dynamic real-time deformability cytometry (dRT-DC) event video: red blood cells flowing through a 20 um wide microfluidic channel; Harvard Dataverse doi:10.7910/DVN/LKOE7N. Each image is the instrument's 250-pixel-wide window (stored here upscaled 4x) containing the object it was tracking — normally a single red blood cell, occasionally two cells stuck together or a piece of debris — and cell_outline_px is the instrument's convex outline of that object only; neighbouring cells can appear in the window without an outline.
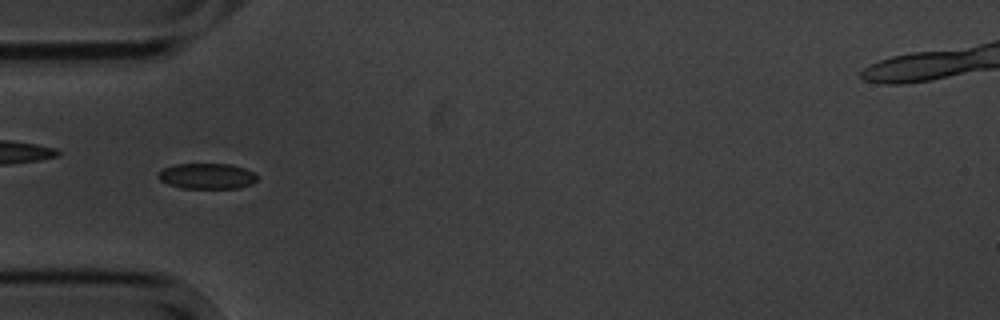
{"species": "common noctule bat (a hibernating species)", "species_latin": "Nyctalus noctula", "temperature_condition": "cold", "stored_images_in_passage": 9, "camera_frame_rate_fps": 3000, "um_per_image_px": 0.085, "animal": {"sex": "male", "body_mass_g": 20.1, "forearm_length_mm": 53.5}, "frame": {"image": 1, "passage_image": 4, "time_ms": 3.667, "image_size_px": [1000, 320], "cell_outline_px": [[256, 180], [252, 184], [236, 188], [180, 188], [168, 184], [160, 180], [156, 176], [156, 172], [164, 168], [176, 164], [232, 164], [244, 168], [252, 172], [256, 176]], "centroid_in_image_um": [17.54, 14.97], "position_along_channel_um": 67.5, "area_um2": 14.8}}
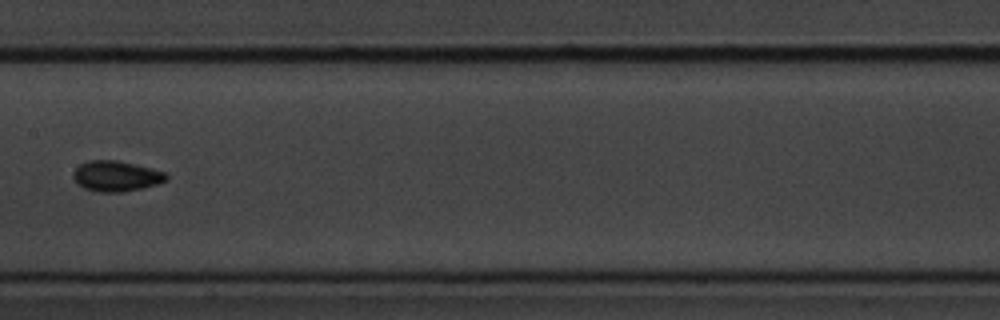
{"frame": {"image": 2, "passage_image": 7, "time_ms": 7.333, "image_size_px": [1000, 320], "cell_outline_px": [[168, 176], [164, 180], [156, 184], [140, 188], [120, 192], [100, 192], [84, 188], [76, 184], [72, 176], [72, 172], [80, 164], [88, 160], [116, 160], [152, 168], [164, 172]], "centroid_in_image_um": [9.8, 14.96], "position_along_channel_um": 197.6, "area_um2": 16.42}}
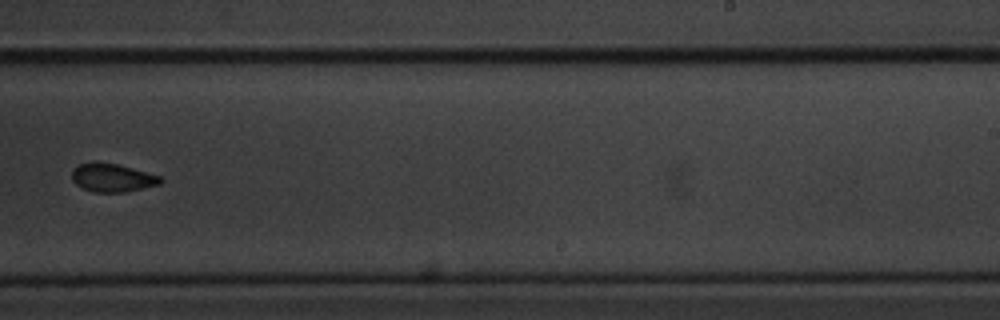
{"frame": {"image": 3, "passage_image": 9, "time_ms": 9.667, "image_size_px": [1000, 320], "cell_outline_px": [[164, 180], [160, 184], [124, 192], [96, 192], [80, 188], [72, 180], [72, 168], [80, 164], [92, 160], [96, 160], [116, 164], [132, 168], [160, 176]], "centroid_in_image_um": [9.5, 15.08], "position_along_channel_um": 279.5, "area_um2": 14.8}}